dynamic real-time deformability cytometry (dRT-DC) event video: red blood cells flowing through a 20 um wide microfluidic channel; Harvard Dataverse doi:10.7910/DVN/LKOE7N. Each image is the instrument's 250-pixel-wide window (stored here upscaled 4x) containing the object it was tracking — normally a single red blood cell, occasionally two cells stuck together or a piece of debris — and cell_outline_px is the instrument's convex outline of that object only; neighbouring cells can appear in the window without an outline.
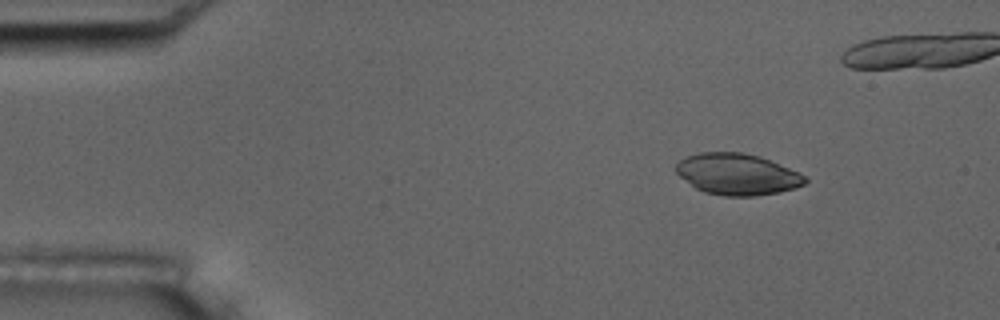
{"species": "common noctule bat (a hibernating species)", "species_latin": "Nyctalus noctula", "temperature_condition": "room temperature", "stored_images_in_passage": 40, "camera_frame_rate_fps": 3000, "um_per_image_px": 0.085, "animal": {"sex": "male", "body_mass_g": 17.5, "forearm_length_mm": 52.3}, "frame": {"image": 1, "passage_image": 1, "time_ms": 0.0, "image_size_px": [1000, 320], "cell_outline_px": [[808, 180], [804, 184], [796, 188], [780, 192], [756, 196], [724, 196], [704, 192], [696, 188], [680, 176], [676, 172], [676, 164], [680, 160], [688, 156], [700, 152], [744, 152], [760, 156], [800, 172]], "centroid_in_image_um": [62.69, 14.81], "position_along_channel_um": 22.3, "area_um2": 31.15}}